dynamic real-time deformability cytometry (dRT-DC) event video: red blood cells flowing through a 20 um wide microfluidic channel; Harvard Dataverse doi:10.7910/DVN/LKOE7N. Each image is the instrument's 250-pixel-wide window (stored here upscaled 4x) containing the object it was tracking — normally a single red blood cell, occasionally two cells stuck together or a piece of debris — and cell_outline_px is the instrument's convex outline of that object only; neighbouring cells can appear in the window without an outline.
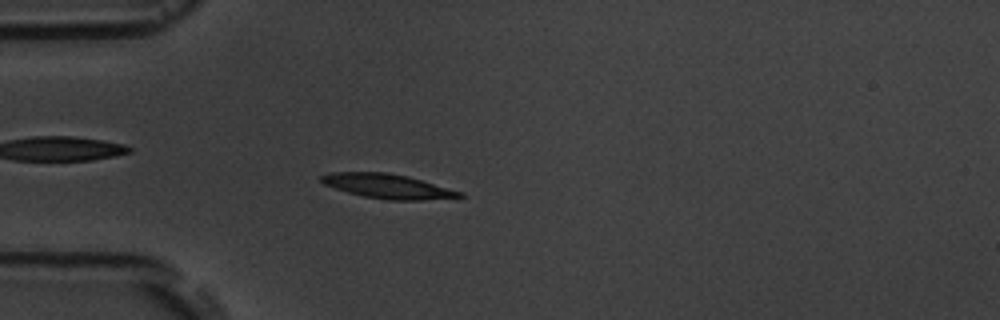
{"species": "common noctule bat (a hibernating species)", "species_latin": "Nyctalus noctula", "temperature_condition": "room temperature", "stored_images_in_passage": 8, "camera_frame_rate_fps": 3000, "um_per_image_px": 0.085, "animal": {"sex": "male", "body_mass_g": 19.5, "forearm_length_mm": 54.6}, "frame": {"image": 1, "passage_image": 6, "time_ms": 6.0, "image_size_px": [1000, 320], "cell_outline_px": [[464, 196], [420, 200], [388, 200], [364, 196], [348, 192], [324, 184], [320, 180], [320, 176], [332, 172], [384, 172], [408, 176], [464, 192]], "centroid_in_image_um": [32.96, 15.82], "position_along_channel_um": 52.0, "area_um2": 19.48}}
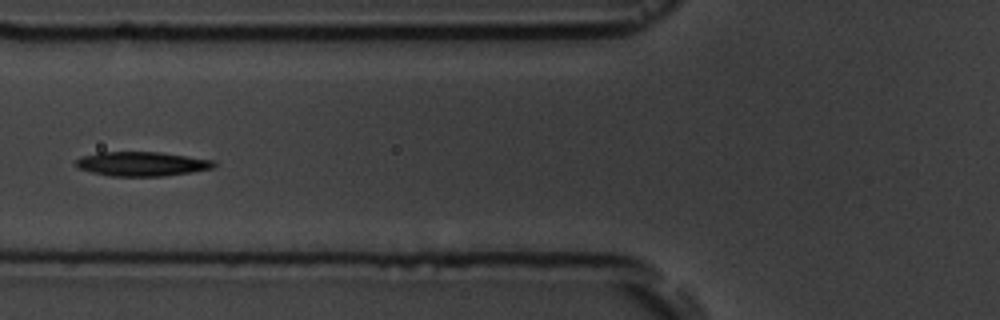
{"frame": {"image": 2, "passage_image": 8, "time_ms": 8.0, "image_size_px": [1000, 320], "cell_outline_px": [[216, 164], [212, 168], [192, 172], [164, 176], [112, 176], [92, 172], [80, 168], [76, 164], [76, 160], [80, 156], [100, 152], [160, 152], [216, 160]], "centroid_in_image_um": [12.09, 13.92], "position_along_channel_um": 113.7, "area_um2": 19.54}}